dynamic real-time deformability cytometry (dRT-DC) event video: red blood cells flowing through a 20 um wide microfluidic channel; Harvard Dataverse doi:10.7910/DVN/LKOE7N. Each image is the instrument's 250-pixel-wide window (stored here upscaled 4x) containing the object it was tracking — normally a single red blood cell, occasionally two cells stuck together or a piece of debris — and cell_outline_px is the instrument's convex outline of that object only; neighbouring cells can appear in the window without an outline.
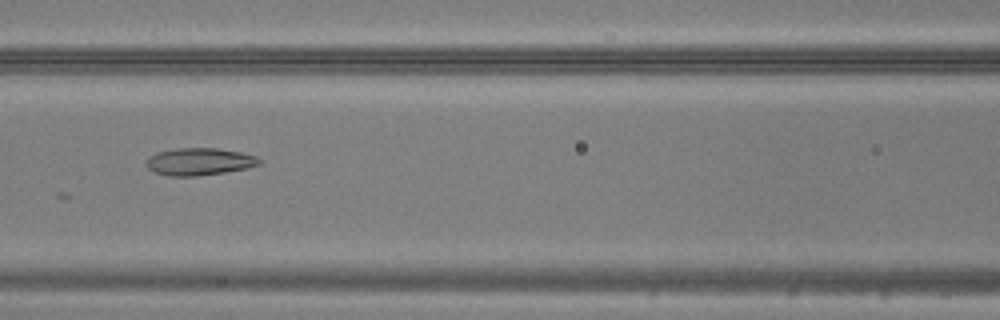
{"species": "common noctule bat (a hibernating species)", "species_latin": "Nyctalus noctula", "temperature_condition": "warm", "stored_images_in_passage": 50, "camera_frame_rate_fps": 3000, "um_per_image_px": 0.085, "animal": {"sex": "male", "body_mass_g": 20.5, "forearm_length_mm": 52.5}, "frame": {"image": 1, "passage_image": 23, "time_ms": 7.333, "image_size_px": [1000, 320], "cell_outline_px": [[260, 164], [244, 168], [224, 172], [196, 176], [172, 176], [156, 172], [148, 168], [148, 160], [156, 152], [180, 148], [216, 148], [240, 152], [256, 156], [260, 160]], "centroid_in_image_um": [16.96, 13.73], "position_along_channel_um": 149.6, "area_um2": 17.51}}
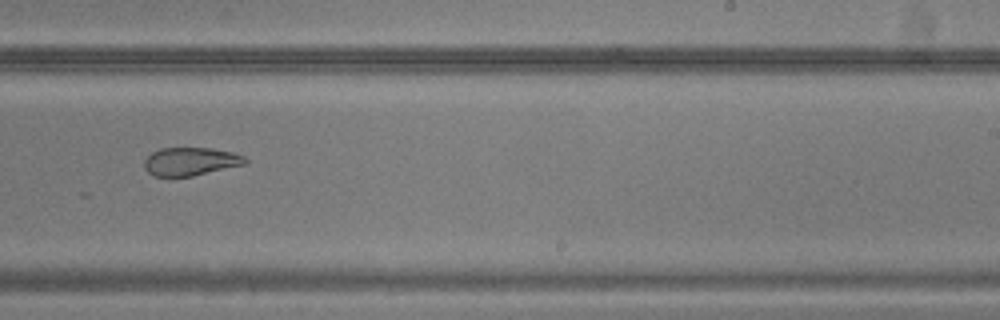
{"frame": {"image": 2, "passage_image": 32, "time_ms": 10.333, "image_size_px": [1000, 320], "cell_outline_px": [[248, 160], [244, 164], [192, 176], [156, 176], [148, 172], [144, 168], [144, 160], [152, 152], [160, 148], [208, 148], [232, 152], [244, 156]], "centroid_in_image_um": [16.17, 13.72], "position_along_channel_um": 272.8, "area_um2": 16.36}}
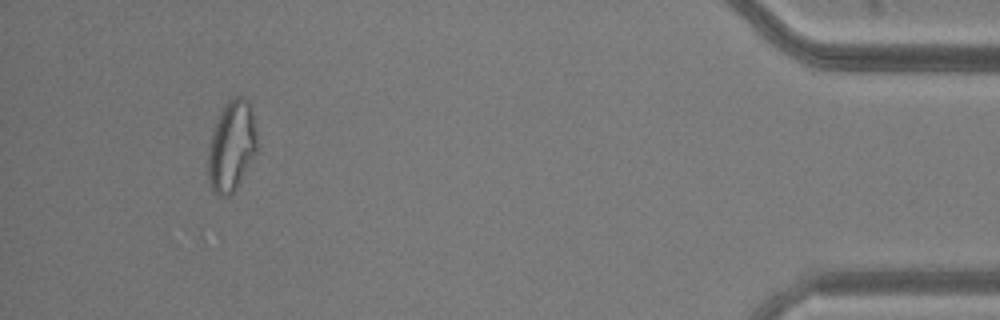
{"frame": {"image": 3, "passage_image": 47, "time_ms": 15.333, "image_size_px": [1000, 320], "cell_outline_px": [[256, 152], [236, 188], [228, 196], [216, 196], [212, 192], [208, 180], [208, 152], [212, 132], [216, 120], [224, 104], [232, 96], [244, 96], [248, 100], [252, 108], [256, 128]], "centroid_in_image_um": [19.67, 12.39], "position_along_channel_um": 415.5, "area_um2": 26.07}}